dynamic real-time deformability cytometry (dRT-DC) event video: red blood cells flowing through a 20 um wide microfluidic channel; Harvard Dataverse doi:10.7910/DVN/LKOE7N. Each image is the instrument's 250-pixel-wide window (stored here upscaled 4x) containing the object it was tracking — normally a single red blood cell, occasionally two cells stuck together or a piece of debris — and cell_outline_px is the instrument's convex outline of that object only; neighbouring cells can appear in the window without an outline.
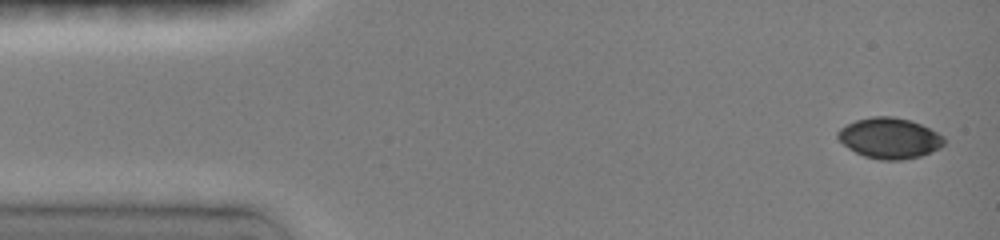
{"species": "common noctule bat (a hibernating species)", "species_latin": "Nyctalus noctula", "temperature_condition": "room temperature", "stored_images_in_passage": 28, "camera_frame_rate_fps": 3000, "um_per_image_px": 0.085, "animal": {"sex": "female", "body_mass_g": 19.0, "forearm_length_mm": 51.5}, "frame": {"image": 1, "passage_image": 1, "time_ms": 0.0, "image_size_px": [1000, 240], "cell_outline_px": [[944, 144], [920, 156], [900, 160], [880, 160], [864, 156], [848, 148], [836, 136], [836, 132], [840, 128], [856, 120], [872, 116], [892, 116], [908, 120], [920, 124], [944, 136]], "centroid_in_image_um": [75.57, 11.74], "position_along_channel_um": 9.4, "area_um2": 24.85}}
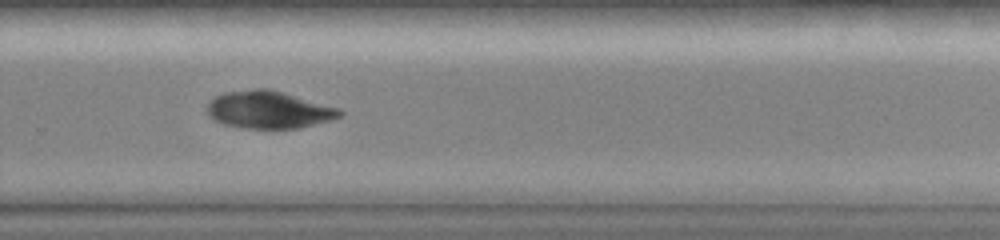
{"frame": {"image": 2, "passage_image": 23, "time_ms": 10.0, "image_size_px": [1000, 240], "cell_outline_px": [[344, 116], [332, 120], [300, 128], [240, 128], [224, 124], [216, 120], [208, 112], [208, 104], [216, 96], [224, 92], [256, 88], [268, 88], [284, 92], [340, 108], [344, 112]], "centroid_in_image_um": [22.92, 9.32], "position_along_channel_um": 306.9, "area_um2": 29.02}}
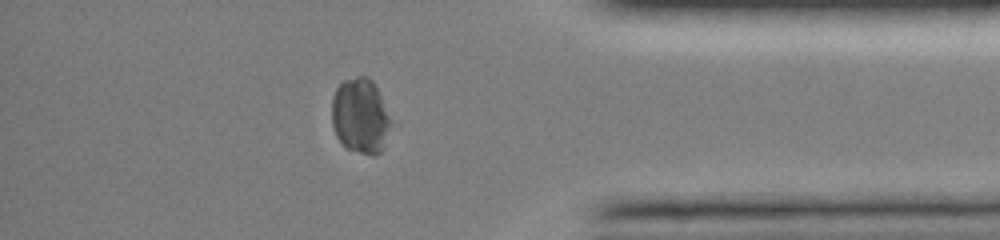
{"frame": {"image": 3, "passage_image": 26, "time_ms": 12.667, "image_size_px": [1000, 240], "cell_outline_px": [[392, 120], [384, 148], [376, 156], [372, 156], [348, 148], [336, 136], [332, 124], [332, 96], [336, 88], [344, 80], [356, 76], [368, 76], [372, 80]], "centroid_in_image_um": [30.63, 9.85], "position_along_channel_um": 404.6, "area_um2": 25.89}, "authors_computed_cell_mechanics": {"area_um2": 28.8711, "velocity_mm_per_s": 4.0765, "shape_relaxation_time_tau1_ms": 9.3081, "shape_relaxation_time_tau2_ms": null, "deformation_change_tau1": 0.1444, "deformation_change_tau2": null}}